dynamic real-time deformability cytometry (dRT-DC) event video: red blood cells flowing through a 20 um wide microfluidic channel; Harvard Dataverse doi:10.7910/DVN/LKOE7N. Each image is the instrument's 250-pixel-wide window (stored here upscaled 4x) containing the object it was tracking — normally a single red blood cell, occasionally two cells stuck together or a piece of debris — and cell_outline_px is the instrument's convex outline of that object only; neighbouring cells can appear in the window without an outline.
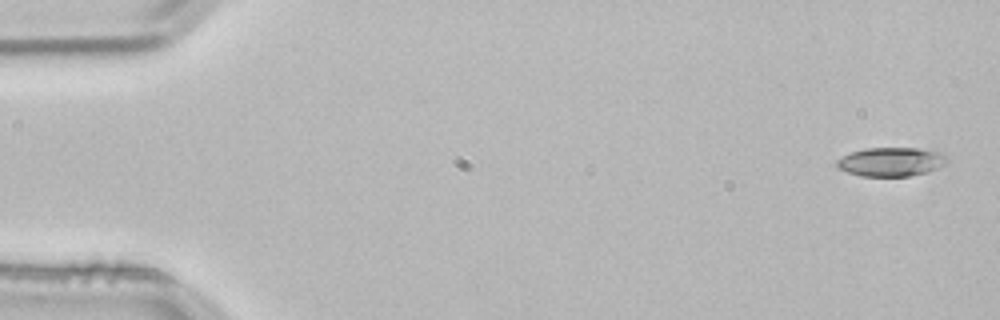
{"species": "common noctule bat (a hibernating species)", "species_latin": "Nyctalus noctula", "temperature_condition": "room temperature", "stored_images_in_passage": 3, "camera_frame_rate_fps": 3000, "um_per_image_px": 0.085, "animal": {"sex": "male", "body_mass_g": 21.5, "forearm_length_mm": 52.0}, "frame": {"image": 1, "passage_image": 1, "time_ms": 0.0, "image_size_px": [1000, 320], "cell_outline_px": [[948, 164], [924, 172], [908, 176], [860, 176], [836, 168], [836, 160], [852, 152], [864, 148], [916, 148], [936, 152], [944, 156], [948, 160]], "centroid_in_image_um": [75.69, 13.76], "position_along_channel_um": 9.3, "area_um2": 18.32}}
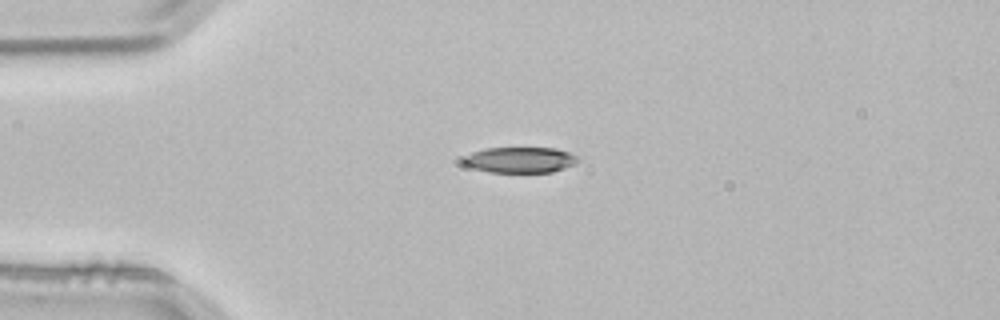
{"frame": {"image": 2, "passage_image": 3, "time_ms": 0.667, "image_size_px": [1000, 320], "cell_outline_px": [[580, 160], [576, 164], [552, 172], [488, 172], [472, 168], [464, 164], [460, 160], [460, 156], [484, 148], [556, 148], [568, 152], [576, 156]], "centroid_in_image_um": [44.14, 13.59], "position_along_channel_um": 40.9, "area_um2": 17.46}}